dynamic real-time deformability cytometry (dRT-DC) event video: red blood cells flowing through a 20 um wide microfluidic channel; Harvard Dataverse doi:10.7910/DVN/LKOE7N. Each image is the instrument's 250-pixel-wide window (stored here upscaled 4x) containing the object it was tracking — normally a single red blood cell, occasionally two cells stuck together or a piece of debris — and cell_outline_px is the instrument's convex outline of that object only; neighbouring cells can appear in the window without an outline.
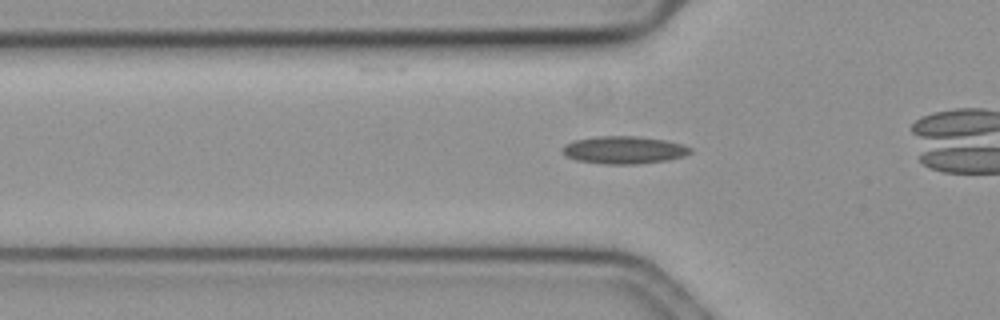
{"species": "common noctule bat (a hibernating species)", "species_latin": "Nyctalus noctula", "temperature_condition": "cold", "stored_images_in_passage": 35, "camera_frame_rate_fps": 3000, "um_per_image_px": 0.085, "animal": {"sex": "female", "body_mass_g": 19.3, "forearm_length_mm": 54.1}, "frame": {"image": 1, "passage_image": 8, "time_ms": 2.333, "image_size_px": [1000, 320], "cell_outline_px": [[692, 152], [684, 156], [668, 160], [636, 164], [604, 164], [576, 160], [564, 156], [564, 144], [572, 140], [600, 136], [640, 136], [664, 140], [680, 144], [692, 148]], "centroid_in_image_um": [53.02, 12.75], "position_along_channel_um": 72.8, "area_um2": 20.58}}
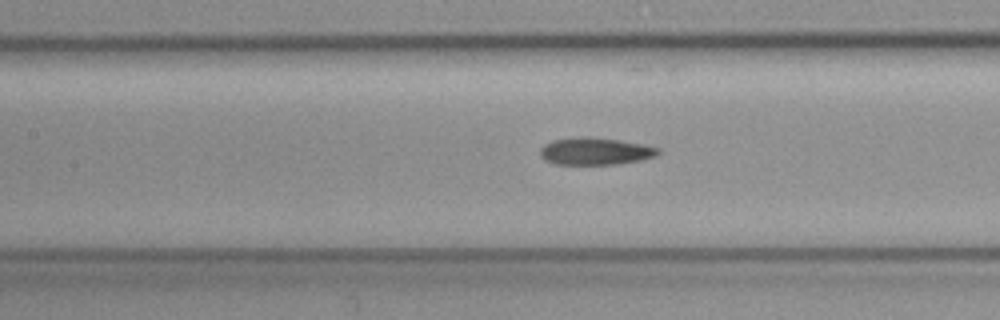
{"frame": {"image": 2, "passage_image": 15, "time_ms": 4.667, "image_size_px": [1000, 320], "cell_outline_px": [[660, 152], [656, 156], [640, 160], [616, 164], [556, 164], [544, 160], [540, 156], [540, 148], [544, 144], [552, 140], [580, 136], [588, 136], [620, 140], [644, 144], [660, 148]], "centroid_in_image_um": [50.59, 12.84], "position_along_channel_um": 156.8, "area_um2": 18.9}}
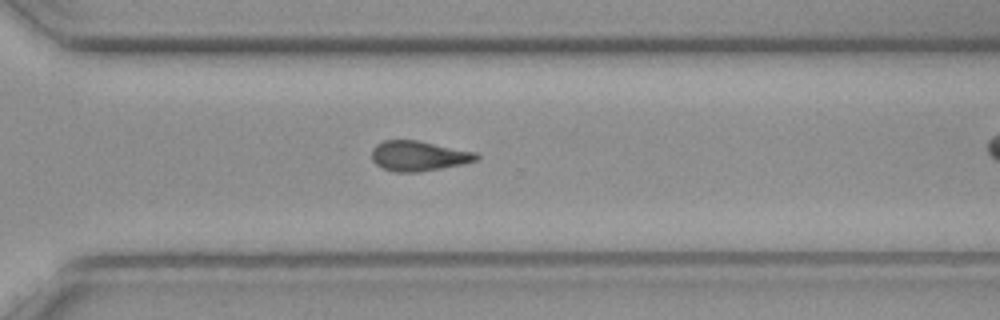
{"frame": {"image": 3, "passage_image": 30, "time_ms": 9.667, "image_size_px": [1000, 320], "cell_outline_px": [[480, 160], [464, 164], [420, 172], [392, 172], [376, 164], [372, 160], [372, 148], [376, 144], [384, 140], [416, 140], [476, 152], [480, 156]], "centroid_in_image_um": [35.6, 13.26], "position_along_channel_um": 335.0, "area_um2": 18.5}}